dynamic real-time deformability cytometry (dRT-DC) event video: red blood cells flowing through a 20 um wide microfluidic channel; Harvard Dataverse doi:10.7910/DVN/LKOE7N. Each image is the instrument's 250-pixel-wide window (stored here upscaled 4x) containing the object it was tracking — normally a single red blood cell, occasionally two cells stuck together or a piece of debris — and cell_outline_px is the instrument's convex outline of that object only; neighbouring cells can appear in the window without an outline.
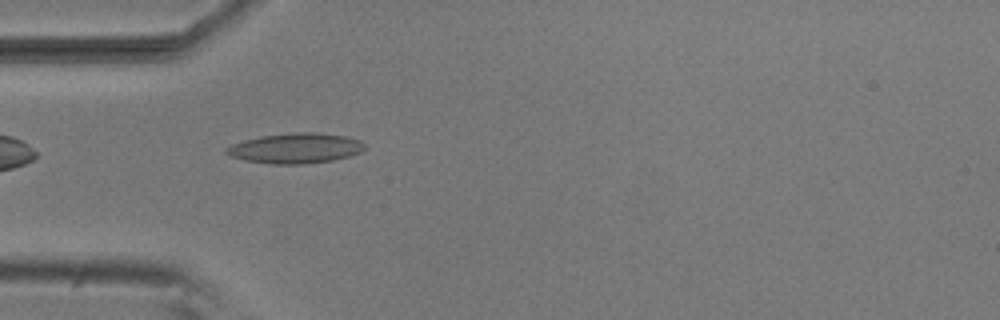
{"species": "common noctule bat (a hibernating species)", "species_latin": "Nyctalus noctula", "temperature_condition": "room temperature", "stored_images_in_passage": 39, "camera_frame_rate_fps": 3000, "um_per_image_px": 0.085, "animal": {"sex": "male", "body_mass_g": 20.5, "forearm_length_mm": 52.5}, "frame": {"image": 1, "passage_image": 2, "time_ms": 0.333, "image_size_px": [1000, 320], "cell_outline_px": [[364, 148], [360, 152], [348, 156], [332, 160], [304, 164], [272, 164], [244, 160], [232, 156], [224, 152], [224, 148], [232, 144], [244, 140], [260, 136], [296, 132], [312, 132], [344, 136], [360, 140], [364, 144]], "centroid_in_image_um": [25.08, 12.6], "position_along_channel_um": 59.9, "area_um2": 24.16}}
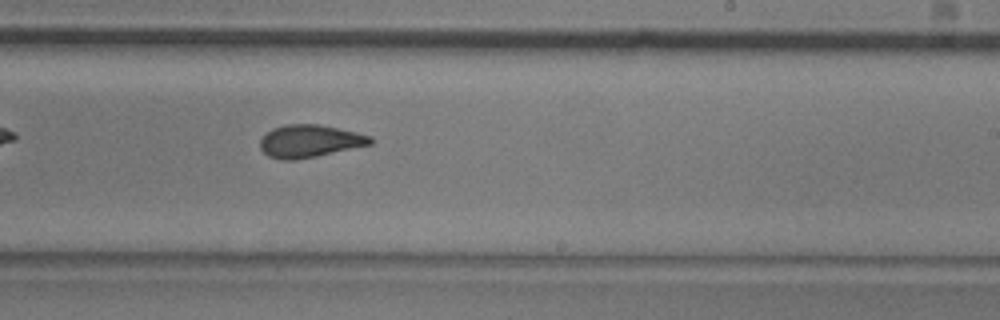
{"frame": {"image": 2, "passage_image": 18, "time_ms": 5.667, "image_size_px": [1000, 320], "cell_outline_px": [[372, 144], [316, 156], [296, 160], [280, 160], [268, 156], [260, 148], [260, 140], [272, 128], [284, 124], [320, 124], [356, 132], [372, 136]], "centroid_in_image_um": [26.31, 11.99], "position_along_channel_um": 262.7, "area_um2": 20.92}}
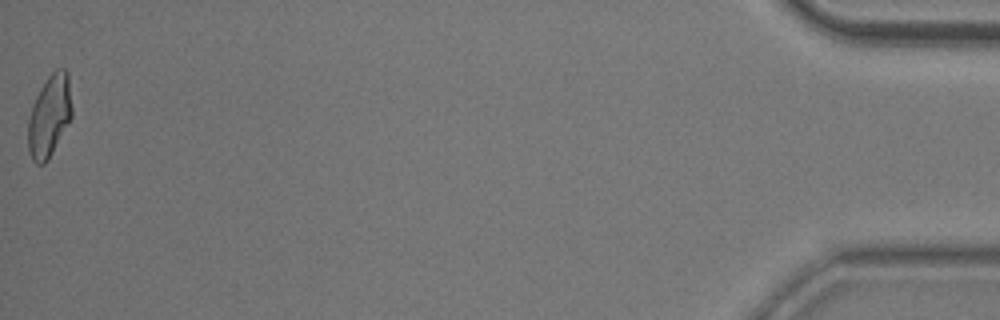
{"frame": {"image": 3, "passage_image": 39, "time_ms": 12.667, "image_size_px": [1000, 320], "cell_outline_px": [[72, 116], [48, 160], [44, 164], [36, 164], [32, 160], [28, 148], [28, 120], [32, 104], [40, 88], [48, 76], [56, 68], [64, 68], [68, 72], [72, 108]], "centroid_in_image_um": [4.2, 9.83], "position_along_channel_um": 431.0, "area_um2": 20.98}, "authors_computed_cell_mechanics": {"area_um2": 20.9814, "velocity_mm_per_s": 3.8194, "shape_relaxation_time_tau1_ms": 6.0092, "shape_relaxation_time_tau2_ms": 2.3959, "deformation_change_tau1": 0.1637, "deformation_change_tau2": 0.0829}}